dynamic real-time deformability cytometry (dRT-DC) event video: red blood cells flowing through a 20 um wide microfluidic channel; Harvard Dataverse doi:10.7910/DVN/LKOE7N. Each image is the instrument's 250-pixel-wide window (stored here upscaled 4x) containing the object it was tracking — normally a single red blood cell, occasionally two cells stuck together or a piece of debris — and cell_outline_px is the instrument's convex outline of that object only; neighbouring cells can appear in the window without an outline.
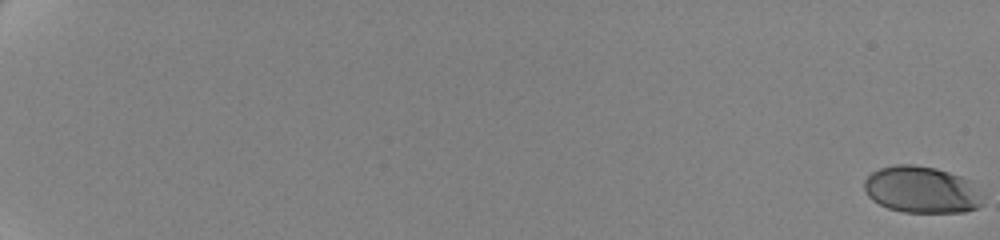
{"species": "human", "species_latin": "Homo sapiens", "temperature_condition": "cold", "stored_images_in_passage": 19, "camera_frame_rate_fps": 3000, "um_per_image_px": 0.085, "donor": {"sex": "female"}, "frame": {"image": 1, "passage_image": 1, "time_ms": 0.0, "image_size_px": [1000, 240], "cell_outline_px": [[984, 204], [976, 208], [964, 212], [904, 212], [888, 208], [872, 200], [868, 196], [864, 188], [864, 180], [872, 172], [880, 168], [896, 164], [912, 164], [936, 168], [960, 176], [968, 180], [980, 196]], "centroid_in_image_um": [78.29, 16.12], "position_along_channel_um": 6.7, "area_um2": 32.02}}
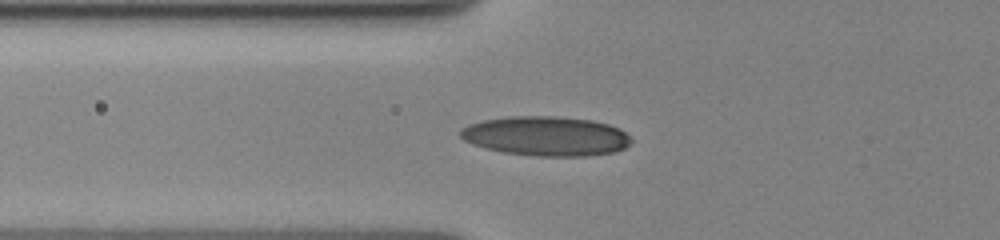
{"frame": {"image": 2, "passage_image": 16, "time_ms": 9.0, "image_size_px": [1000, 240], "cell_outline_px": [[632, 144], [616, 152], [588, 156], [532, 156], [504, 152], [484, 148], [472, 144], [464, 140], [460, 136], [460, 128], [468, 124], [484, 120], [508, 116], [556, 116], [592, 120], [608, 124], [620, 128], [632, 140]], "centroid_in_image_um": [46.41, 11.57], "position_along_channel_um": 79.4, "area_um2": 39.65}}
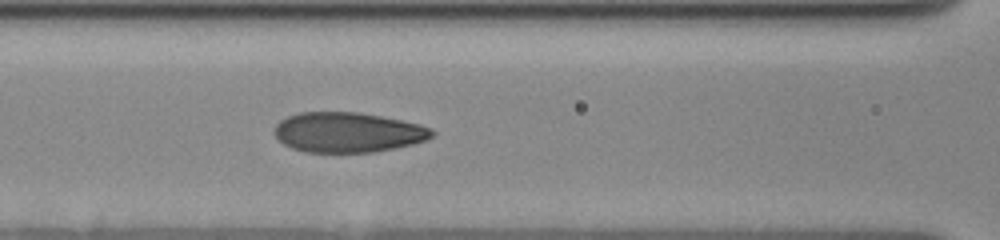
{"frame": {"image": 3, "passage_image": 19, "time_ms": 10.667, "image_size_px": [1000, 240], "cell_outline_px": [[436, 132], [432, 136], [424, 140], [412, 144], [372, 152], [308, 152], [292, 148], [284, 144], [272, 132], [276, 124], [280, 120], [288, 116], [300, 112], [360, 112], [420, 124], [432, 128]], "centroid_in_image_um": [29.55, 11.24], "position_along_channel_um": 137.1, "area_um2": 36.65}}